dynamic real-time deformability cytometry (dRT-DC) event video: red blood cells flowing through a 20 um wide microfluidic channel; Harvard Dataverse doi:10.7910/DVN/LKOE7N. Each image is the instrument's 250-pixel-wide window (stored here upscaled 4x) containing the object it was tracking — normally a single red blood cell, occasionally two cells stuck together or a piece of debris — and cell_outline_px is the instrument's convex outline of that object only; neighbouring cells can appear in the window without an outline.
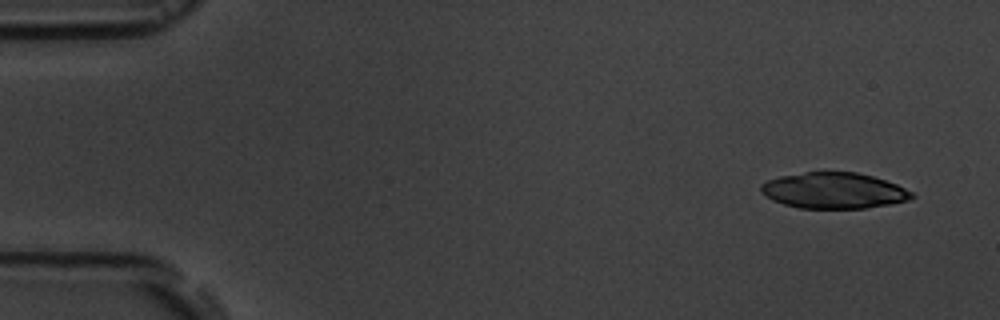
{"species": "common noctule bat (a hibernating species)", "species_latin": "Nyctalus noctula", "temperature_condition": "room temperature", "stored_images_in_passage": 8, "camera_frame_rate_fps": 3000, "um_per_image_px": 0.085, "animal": {"sex": "male", "body_mass_g": 19.5, "forearm_length_mm": 54.6}, "frame": {"image": 1, "passage_image": 2, "time_ms": 1.0, "image_size_px": [1000, 320], "cell_outline_px": [[916, 196], [908, 200], [888, 204], [864, 208], [800, 208], [784, 204], [772, 200], [760, 192], [760, 184], [768, 180], [780, 176], [804, 172], [856, 172], [872, 176], [896, 184], [912, 192]], "centroid_in_image_um": [70.84, 16.19], "position_along_channel_um": 14.2, "area_um2": 31.44}}